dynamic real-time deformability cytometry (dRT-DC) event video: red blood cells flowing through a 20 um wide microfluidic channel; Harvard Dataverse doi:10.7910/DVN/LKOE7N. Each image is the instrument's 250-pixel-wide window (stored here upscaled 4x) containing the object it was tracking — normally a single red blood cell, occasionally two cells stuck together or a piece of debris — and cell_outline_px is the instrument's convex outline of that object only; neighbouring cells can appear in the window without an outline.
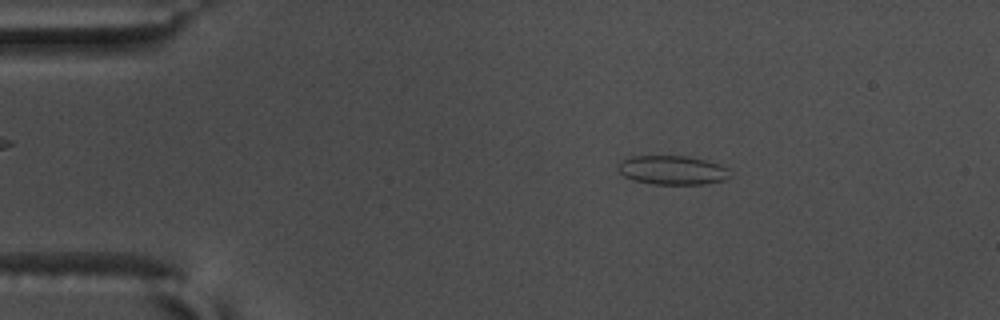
{"species": "common noctule bat (a hibernating species)", "species_latin": "Nyctalus noctula", "temperature_condition": "warm", "stored_images_in_passage": 47, "camera_frame_rate_fps": 3000, "um_per_image_px": 0.085, "animal": {"sex": "male", "body_mass_g": 17.5, "forearm_length_mm": 52.3}, "frame": {"image": 1, "passage_image": 1, "time_ms": 0.0, "image_size_px": [1000, 320], "cell_outline_px": [[732, 176], [724, 180], [704, 184], [652, 184], [632, 180], [624, 176], [616, 168], [616, 164], [620, 160], [632, 156], [684, 156], [704, 160], [720, 164], [728, 168]], "centroid_in_image_um": [57.12, 14.46], "position_along_channel_um": 27.9, "area_um2": 19.13}}
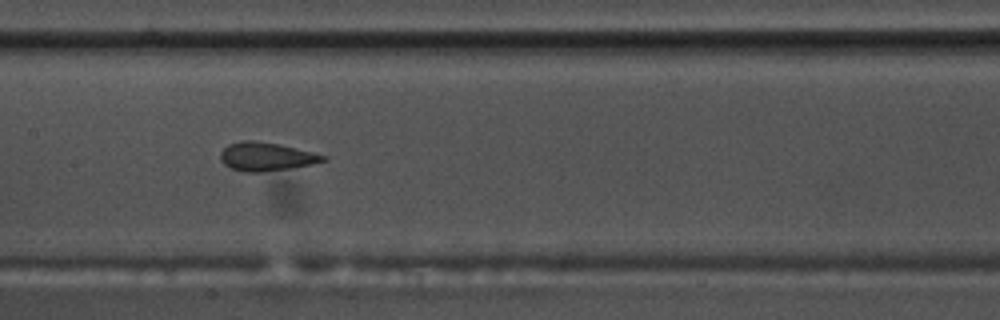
{"frame": {"image": 2, "passage_image": 19, "time_ms": 6.0, "image_size_px": [1000, 320], "cell_outline_px": [[328, 160], [312, 164], [264, 172], [244, 172], [232, 168], [224, 164], [220, 160], [220, 152], [228, 144], [240, 140], [252, 140], [280, 144], [328, 156]], "centroid_in_image_um": [22.62, 13.3], "position_along_channel_um": 184.8, "area_um2": 17.11}}
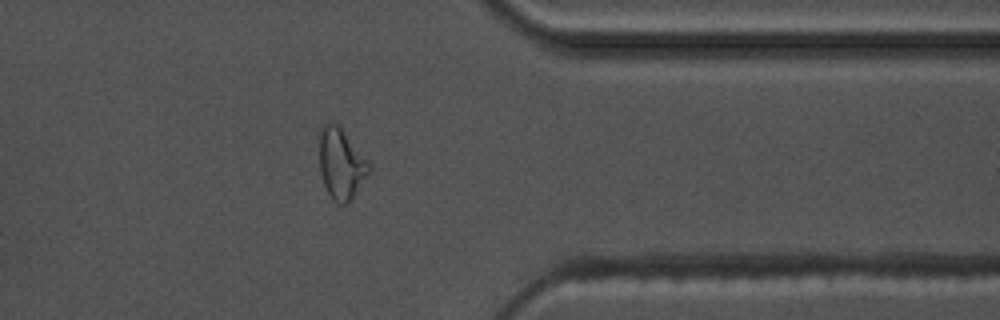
{"frame": {"image": 3, "passage_image": 36, "time_ms": 11.667, "image_size_px": [1000, 320], "cell_outline_px": [[372, 172], [352, 200], [348, 204], [340, 204], [332, 200], [324, 184], [320, 172], [320, 132], [324, 124], [336, 124], [340, 128], [372, 164]], "centroid_in_image_um": [29.06, 14.01], "position_along_channel_um": 382.3, "area_um2": 20.58}, "authors_computed_cell_mechanics": {"area_um2": 17.34, "velocity_mm_per_s": 3.6594, "shape_relaxation_time_tau1_ms": null, "shape_relaxation_time_tau2_ms": 1.8619, "deformation_change_tau1": null, "deformation_change_tau2": 0.0948}}